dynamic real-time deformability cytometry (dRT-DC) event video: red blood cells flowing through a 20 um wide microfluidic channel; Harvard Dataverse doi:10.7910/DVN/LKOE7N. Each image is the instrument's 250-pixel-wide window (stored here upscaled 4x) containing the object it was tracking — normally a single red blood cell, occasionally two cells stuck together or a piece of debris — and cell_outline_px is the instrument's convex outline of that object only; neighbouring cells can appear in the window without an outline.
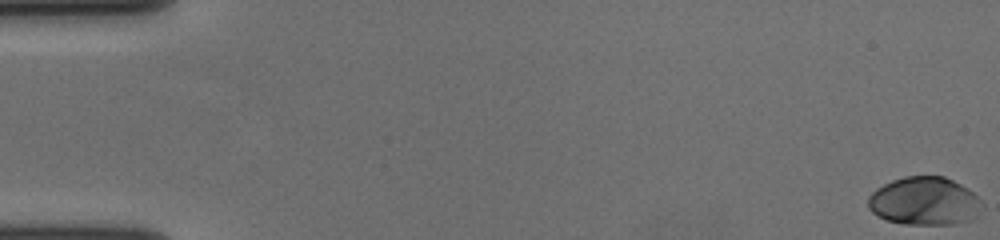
{"species": "human", "species_latin": "Homo sapiens", "temperature_condition": "cold", "stored_images_in_passage": 58, "camera_frame_rate_fps": 3000, "um_per_image_px": 0.085, "donor": {"sex": "female"}, "frame": {"image": 1, "passage_image": 1, "time_ms": 0.0, "image_size_px": [1000, 240], "cell_outline_px": [[984, 204], [972, 220], [952, 224], [904, 224], [888, 220], [872, 212], [868, 208], [868, 196], [876, 188], [892, 180], [904, 176], [944, 176], [968, 188]], "centroid_in_image_um": [78.58, 17.09], "position_along_channel_um": 6.4, "area_um2": 31.96}}
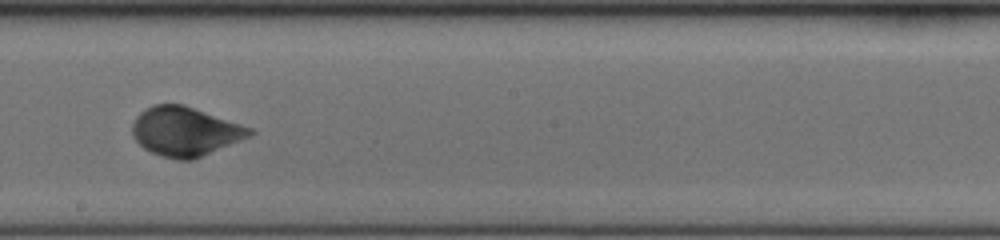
{"frame": {"image": 2, "passage_image": 34, "time_ms": 11.0, "image_size_px": [1000, 240], "cell_outline_px": [[256, 132], [252, 136], [192, 160], [176, 160], [152, 152], [144, 148], [132, 136], [132, 124], [136, 116], [144, 108], [152, 104], [184, 104], [252, 128]], "centroid_in_image_um": [15.74, 11.16], "position_along_channel_um": 232.5, "area_um2": 33.7}}
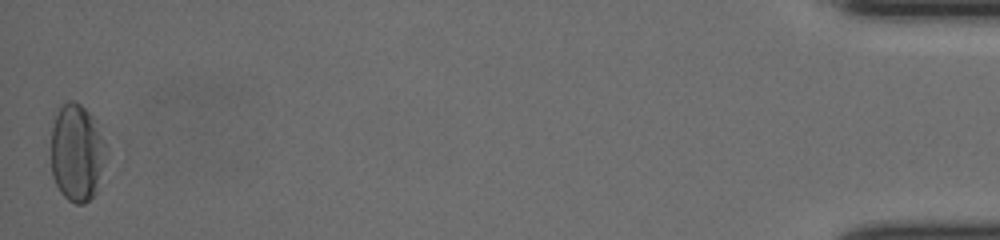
{"frame": {"image": 3, "passage_image": 58, "time_ms": 19.0, "image_size_px": [1000, 240], "cell_outline_px": [[108, 156], [96, 192], [84, 204], [76, 204], [68, 200], [60, 192], [52, 176], [52, 128], [56, 116], [60, 108], [68, 100], [72, 100], [80, 104], [96, 120], [108, 148]], "centroid_in_image_um": [6.58, 13.0], "position_along_channel_um": 428.6, "area_um2": 31.56}, "authors_computed_cell_mechanics": {"area_um2": 31.3276, "velocity_mm_per_s": 3.6262, "shape_relaxation_time_tau1_ms": 6.8267, "shape_relaxation_time_tau2_ms": null, "deformation_change_tau1": 0.248, "deformation_change_tau2": null}}